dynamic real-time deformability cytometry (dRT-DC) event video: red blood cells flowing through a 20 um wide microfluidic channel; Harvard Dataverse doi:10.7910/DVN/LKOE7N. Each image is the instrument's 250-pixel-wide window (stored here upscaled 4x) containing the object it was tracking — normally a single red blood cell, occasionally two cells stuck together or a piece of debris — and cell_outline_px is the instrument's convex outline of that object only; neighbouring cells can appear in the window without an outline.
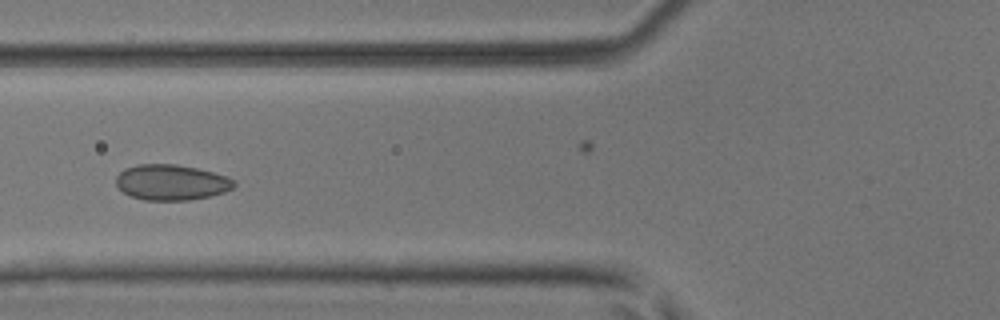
{"species": "common noctule bat (a hibernating species)", "species_latin": "Nyctalus noctula", "temperature_condition": "room temperature", "stored_images_in_passage": 7, "camera_frame_rate_fps": 3000, "um_per_image_px": 0.085, "animal": {"sex": "male", "body_mass_g": 17.9, "forearm_length_mm": 54.2}, "frame": {"image": 1, "passage_image": 6, "time_ms": 1.667, "image_size_px": [1000, 320], "cell_outline_px": [[236, 184], [232, 188], [224, 192], [212, 196], [188, 200], [144, 200], [132, 196], [124, 192], [116, 184], [116, 176], [124, 168], [136, 164], [176, 164], [196, 168], [228, 176], [236, 180]], "centroid_in_image_um": [14.58, 15.49], "position_along_channel_um": 111.2, "area_um2": 24.57}}